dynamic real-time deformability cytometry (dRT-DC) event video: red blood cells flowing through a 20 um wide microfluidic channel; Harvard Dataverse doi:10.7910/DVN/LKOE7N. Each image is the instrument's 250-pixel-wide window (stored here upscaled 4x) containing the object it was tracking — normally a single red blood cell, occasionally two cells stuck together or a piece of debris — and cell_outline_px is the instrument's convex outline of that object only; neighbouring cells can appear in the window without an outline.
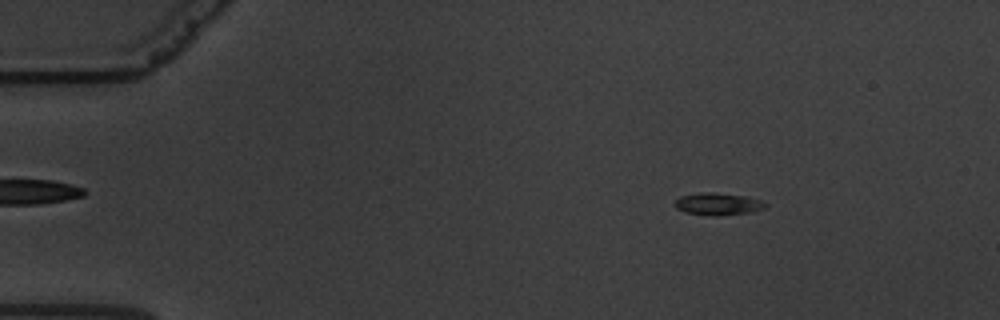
{"species": "common noctule bat (a hibernating species)", "species_latin": "Nyctalus noctula", "temperature_condition": "warm", "stored_images_in_passage": 61, "camera_frame_rate_fps": 3000, "um_per_image_px": 0.085, "animal": {"sex": "male", "body_mass_g": 19.5, "forearm_length_mm": 54.6}, "frame": {"image": 1, "passage_image": 9, "time_ms": 2.667, "image_size_px": [1000, 320], "cell_outline_px": [[768, 204], [764, 208], [752, 212], [716, 216], [708, 216], [684, 212], [676, 208], [672, 204], [680, 196], [704, 192], [712, 192], [744, 196], [760, 200]], "centroid_in_image_um": [60.99, 17.35], "position_along_channel_um": 24.0, "area_um2": 11.79}}
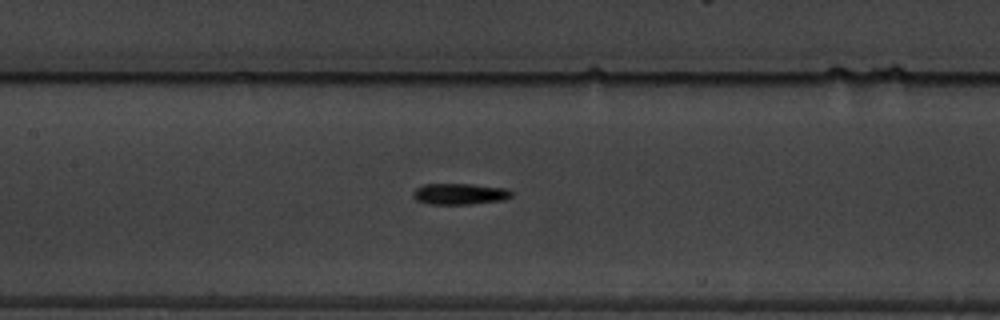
{"frame": {"image": 2, "passage_image": 29, "time_ms": 9.333, "image_size_px": [1000, 320], "cell_outline_px": [[512, 196], [504, 200], [472, 204], [428, 204], [416, 200], [412, 196], [412, 192], [416, 188], [424, 184], [468, 184], [508, 188], [512, 192]], "centroid_in_image_um": [39.07, 16.49], "position_along_channel_um": 168.3, "area_um2": 12.25}}
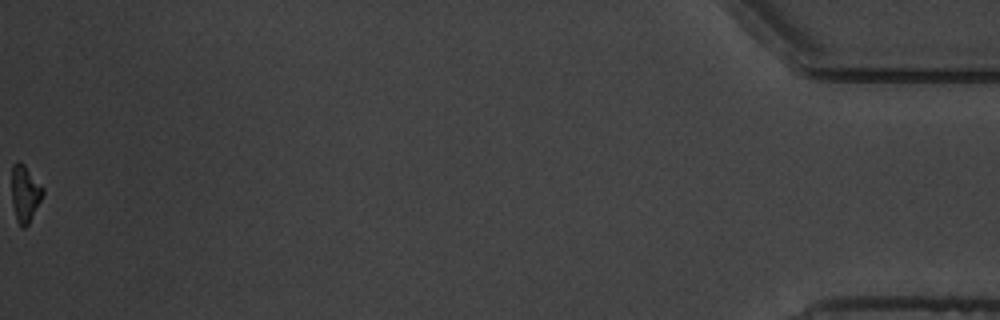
{"frame": {"image": 3, "passage_image": 61, "time_ms": 20.0, "image_size_px": [1000, 320], "cell_outline_px": [[44, 192], [28, 224], [24, 228], [20, 228], [16, 220], [12, 204], [12, 164], [16, 160], [20, 160], [24, 164], [44, 188]], "centroid_in_image_um": [2.1, 16.43], "position_along_channel_um": 433.1, "area_um2": 10.35}, "authors_computed_cell_mechanics": {"area_um2": 11.3866, "velocity_mm_per_s": 3.3864, "shape_relaxation_time_tau1_ms": 3.4253, "shape_relaxation_time_tau2_ms": 5.1092, "deformation_change_tau1": 0.1815, "deformation_change_tau2": 0.1632}}